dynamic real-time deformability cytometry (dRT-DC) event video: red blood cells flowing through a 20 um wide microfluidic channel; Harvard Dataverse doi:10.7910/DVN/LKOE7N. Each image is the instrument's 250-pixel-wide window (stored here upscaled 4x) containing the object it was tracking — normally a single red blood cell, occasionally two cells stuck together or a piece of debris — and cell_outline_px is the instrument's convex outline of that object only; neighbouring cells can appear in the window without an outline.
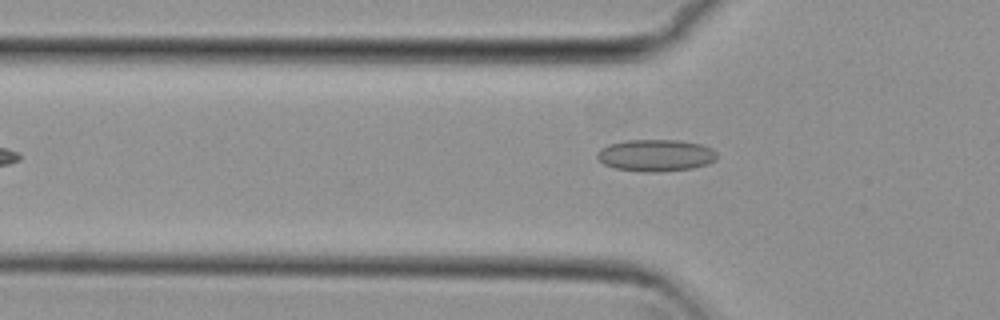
{"species": "common noctule bat (a hibernating species)", "species_latin": "Nyctalus noctula", "temperature_condition": "cold", "stored_images_in_passage": 27, "camera_frame_rate_fps": 3000, "um_per_image_px": 0.085, "animal": {"sex": "female", "body_mass_g": 29.2, "forearm_length_mm": 56.3}, "frame": {"image": 1, "passage_image": 2, "time_ms": 0.333, "image_size_px": [1000, 320], "cell_outline_px": [[716, 160], [708, 164], [692, 168], [656, 172], [644, 172], [616, 168], [604, 164], [596, 156], [596, 152], [600, 148], [608, 144], [624, 140], [680, 140], [700, 144], [712, 148], [716, 152]], "centroid_in_image_um": [55.72, 13.19], "position_along_channel_um": 70.1, "area_um2": 22.37}}
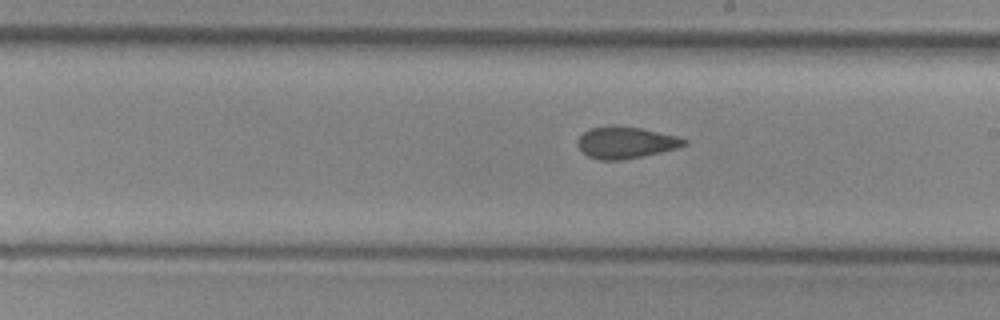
{"frame": {"image": 2, "passage_image": 15, "time_ms": 4.667, "image_size_px": [1000, 320], "cell_outline_px": [[688, 144], [680, 148], [624, 160], [600, 160], [588, 156], [576, 144], [576, 140], [584, 132], [592, 128], [612, 124], [616, 124], [640, 128], [676, 136], [688, 140]], "centroid_in_image_um": [53.2, 12.11], "position_along_channel_um": 235.8, "area_um2": 19.88}}
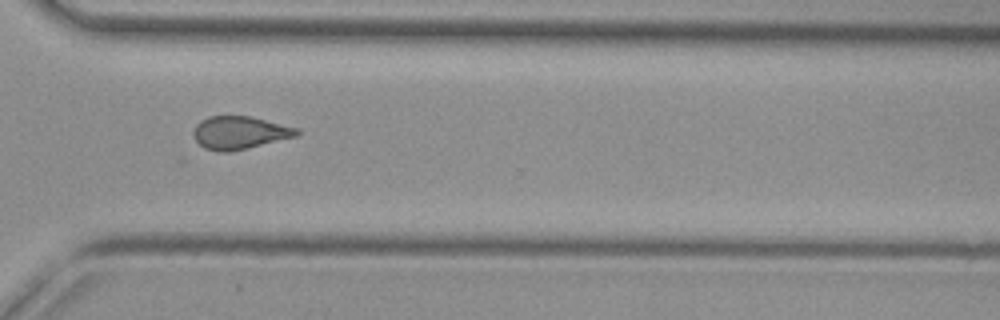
{"frame": {"image": 3, "passage_image": 24, "time_ms": 7.667, "image_size_px": [1000, 320], "cell_outline_px": [[300, 132], [296, 136], [248, 148], [228, 152], [220, 152], [204, 148], [192, 136], [192, 132], [196, 124], [200, 120], [208, 116], [252, 116], [296, 128]], "centroid_in_image_um": [20.31, 11.27], "position_along_channel_um": 350.3, "area_um2": 19.77}, "authors_computed_cell_mechanics": {"area_um2": 19.941, "velocity_mm_per_s": 3.8157, "shape_relaxation_time_tau1_ms": null, "shape_relaxation_time_tau2_ms": 2.2415, "deformation_change_tau1": null, "deformation_change_tau2": 0.0661}}